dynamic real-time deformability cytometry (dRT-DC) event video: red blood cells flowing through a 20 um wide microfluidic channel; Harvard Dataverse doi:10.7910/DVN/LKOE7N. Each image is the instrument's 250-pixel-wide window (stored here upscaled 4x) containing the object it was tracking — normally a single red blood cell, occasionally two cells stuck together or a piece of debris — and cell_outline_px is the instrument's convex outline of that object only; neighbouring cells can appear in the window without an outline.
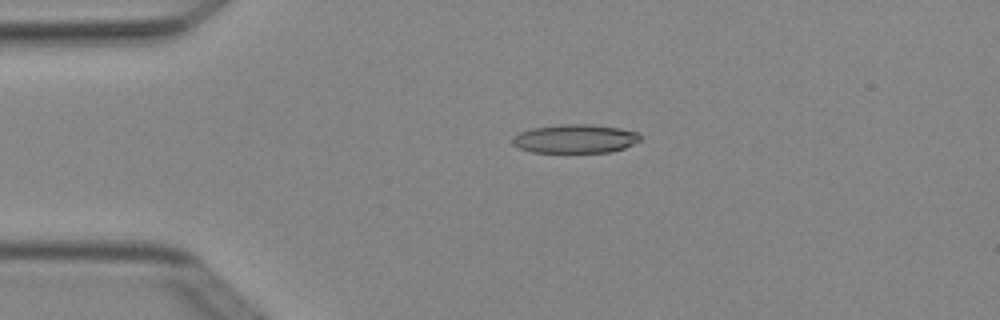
{"species": "Egyptian fruit bat (a non-hibernating species)", "species_latin": "Rousettus aegyptiacus", "temperature_condition": "cold", "stored_images_in_passage": 4, "camera_frame_rate_fps": 3000, "um_per_image_px": 0.085, "animal": {"sex": "female"}, "frame": {"image": 1, "passage_image": 3, "time_ms": 0.667, "image_size_px": [1000, 320], "cell_outline_px": [[640, 140], [624, 148], [608, 152], [532, 152], [520, 148], [512, 144], [512, 136], [520, 132], [532, 128], [560, 124], [588, 124], [620, 128], [640, 132]], "centroid_in_image_um": [48.88, 11.78], "position_along_channel_um": 36.1, "area_um2": 21.39}}